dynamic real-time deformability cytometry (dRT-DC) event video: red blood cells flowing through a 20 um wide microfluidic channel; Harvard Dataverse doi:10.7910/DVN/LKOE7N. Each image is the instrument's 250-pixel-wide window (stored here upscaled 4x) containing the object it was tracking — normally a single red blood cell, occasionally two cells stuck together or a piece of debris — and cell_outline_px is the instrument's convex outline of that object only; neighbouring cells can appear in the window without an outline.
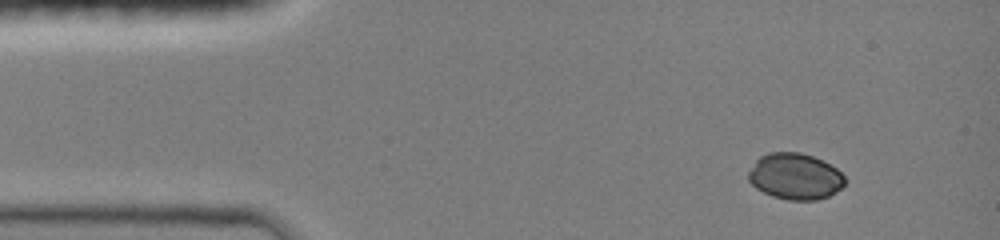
{"species": "common noctule bat (a hibernating species)", "species_latin": "Nyctalus noctula", "temperature_condition": "room temperature", "stored_images_in_passage": 24, "camera_frame_rate_fps": 3000, "um_per_image_px": 0.085, "animal": {"sex": "female", "body_mass_g": 19.0, "forearm_length_mm": 51.5}, "frame": {"image": 1, "passage_image": 1, "time_ms": 0.0, "image_size_px": [1000, 240], "cell_outline_px": [[844, 184], [840, 188], [828, 196], [816, 200], [788, 200], [772, 196], [756, 188], [748, 180], [748, 172], [756, 160], [760, 156], [768, 152], [800, 152], [812, 156], [836, 168], [844, 176]], "centroid_in_image_um": [67.55, 14.99], "position_along_channel_um": 17.5, "area_um2": 25.78}}
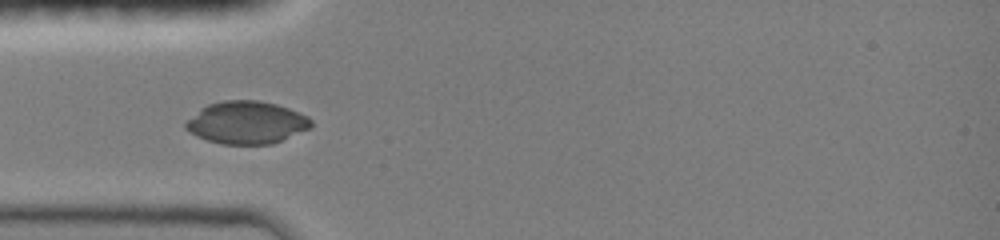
{"frame": {"image": 2, "passage_image": 16, "time_ms": 3.0, "image_size_px": [1000, 240], "cell_outline_px": [[312, 124], [308, 128], [272, 144], [220, 144], [196, 136], [184, 128], [184, 124], [200, 108], [208, 104], [224, 100], [256, 100], [276, 104], [288, 108], [308, 116], [312, 120]], "centroid_in_image_um": [20.93, 10.41], "position_along_channel_um": 64.1, "area_um2": 30.87}}
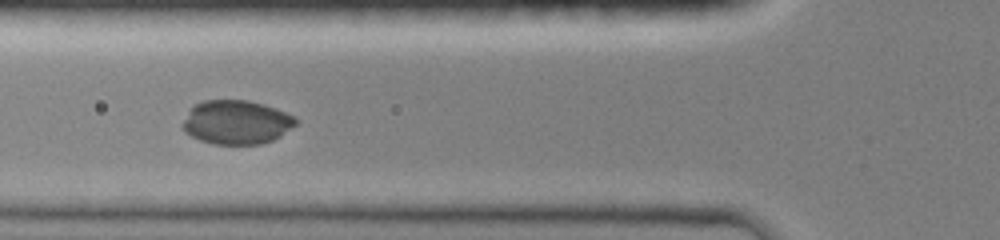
{"frame": {"image": 3, "passage_image": 23, "time_ms": 4.0, "image_size_px": [1000, 240], "cell_outline_px": [[296, 124], [280, 136], [272, 140], [260, 144], [212, 144], [200, 140], [184, 132], [180, 124], [188, 112], [196, 104], [204, 100], [248, 100], [264, 104], [284, 112], [292, 116], [296, 120]], "centroid_in_image_um": [20.05, 10.39], "position_along_channel_um": 105.7, "area_um2": 28.84}}